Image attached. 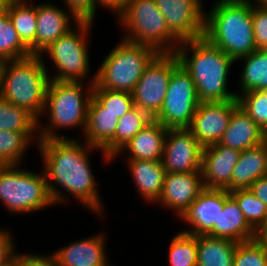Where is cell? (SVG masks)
<instances>
[{"label": "cell", "mask_w": 267, "mask_h": 266, "mask_svg": "<svg viewBox=\"0 0 267 266\" xmlns=\"http://www.w3.org/2000/svg\"><path fill=\"white\" fill-rule=\"evenodd\" d=\"M0 130L15 132L38 131V120L26 109L0 97Z\"/></svg>", "instance_id": "obj_31"}, {"label": "cell", "mask_w": 267, "mask_h": 266, "mask_svg": "<svg viewBox=\"0 0 267 266\" xmlns=\"http://www.w3.org/2000/svg\"><path fill=\"white\" fill-rule=\"evenodd\" d=\"M34 139L38 144V132L0 130V166L21 165L25 151L32 145L30 143L35 141Z\"/></svg>", "instance_id": "obj_29"}, {"label": "cell", "mask_w": 267, "mask_h": 266, "mask_svg": "<svg viewBox=\"0 0 267 266\" xmlns=\"http://www.w3.org/2000/svg\"><path fill=\"white\" fill-rule=\"evenodd\" d=\"M255 239L261 242H267V214L260 227L255 231Z\"/></svg>", "instance_id": "obj_45"}, {"label": "cell", "mask_w": 267, "mask_h": 266, "mask_svg": "<svg viewBox=\"0 0 267 266\" xmlns=\"http://www.w3.org/2000/svg\"><path fill=\"white\" fill-rule=\"evenodd\" d=\"M264 147H265V151H266V154H267V144H263Z\"/></svg>", "instance_id": "obj_51"}, {"label": "cell", "mask_w": 267, "mask_h": 266, "mask_svg": "<svg viewBox=\"0 0 267 266\" xmlns=\"http://www.w3.org/2000/svg\"><path fill=\"white\" fill-rule=\"evenodd\" d=\"M237 99L239 106L264 130L267 127V96L262 91L250 90Z\"/></svg>", "instance_id": "obj_37"}, {"label": "cell", "mask_w": 267, "mask_h": 266, "mask_svg": "<svg viewBox=\"0 0 267 266\" xmlns=\"http://www.w3.org/2000/svg\"><path fill=\"white\" fill-rule=\"evenodd\" d=\"M201 2L202 0H155L170 31L181 42L203 36L205 9Z\"/></svg>", "instance_id": "obj_13"}, {"label": "cell", "mask_w": 267, "mask_h": 266, "mask_svg": "<svg viewBox=\"0 0 267 266\" xmlns=\"http://www.w3.org/2000/svg\"><path fill=\"white\" fill-rule=\"evenodd\" d=\"M158 54L149 45L121 38L96 70L94 83L110 91L132 93L146 67Z\"/></svg>", "instance_id": "obj_6"}, {"label": "cell", "mask_w": 267, "mask_h": 266, "mask_svg": "<svg viewBox=\"0 0 267 266\" xmlns=\"http://www.w3.org/2000/svg\"><path fill=\"white\" fill-rule=\"evenodd\" d=\"M69 12H71L79 21L94 22L97 16L95 0H62Z\"/></svg>", "instance_id": "obj_39"}, {"label": "cell", "mask_w": 267, "mask_h": 266, "mask_svg": "<svg viewBox=\"0 0 267 266\" xmlns=\"http://www.w3.org/2000/svg\"><path fill=\"white\" fill-rule=\"evenodd\" d=\"M8 0H0V11L6 8Z\"/></svg>", "instance_id": "obj_47"}, {"label": "cell", "mask_w": 267, "mask_h": 266, "mask_svg": "<svg viewBox=\"0 0 267 266\" xmlns=\"http://www.w3.org/2000/svg\"><path fill=\"white\" fill-rule=\"evenodd\" d=\"M36 17V55H41L55 40L68 33L71 23L80 22L68 10L48 2L36 4Z\"/></svg>", "instance_id": "obj_18"}, {"label": "cell", "mask_w": 267, "mask_h": 266, "mask_svg": "<svg viewBox=\"0 0 267 266\" xmlns=\"http://www.w3.org/2000/svg\"><path fill=\"white\" fill-rule=\"evenodd\" d=\"M204 189L201 172L166 173L162 193L155 204L160 203L180 217Z\"/></svg>", "instance_id": "obj_16"}, {"label": "cell", "mask_w": 267, "mask_h": 266, "mask_svg": "<svg viewBox=\"0 0 267 266\" xmlns=\"http://www.w3.org/2000/svg\"><path fill=\"white\" fill-rule=\"evenodd\" d=\"M205 12L204 34L235 61L257 50L253 34L252 1H216Z\"/></svg>", "instance_id": "obj_4"}, {"label": "cell", "mask_w": 267, "mask_h": 266, "mask_svg": "<svg viewBox=\"0 0 267 266\" xmlns=\"http://www.w3.org/2000/svg\"><path fill=\"white\" fill-rule=\"evenodd\" d=\"M127 167L142 199L156 203L162 190L166 171L161 161L127 160Z\"/></svg>", "instance_id": "obj_24"}, {"label": "cell", "mask_w": 267, "mask_h": 266, "mask_svg": "<svg viewBox=\"0 0 267 266\" xmlns=\"http://www.w3.org/2000/svg\"><path fill=\"white\" fill-rule=\"evenodd\" d=\"M0 201L13 214H28L54 205L44 170L42 174L20 165L0 166Z\"/></svg>", "instance_id": "obj_8"}, {"label": "cell", "mask_w": 267, "mask_h": 266, "mask_svg": "<svg viewBox=\"0 0 267 266\" xmlns=\"http://www.w3.org/2000/svg\"><path fill=\"white\" fill-rule=\"evenodd\" d=\"M93 24L91 21H80L74 25L75 28L72 27L68 33L60 36L42 52L40 56L45 57L44 53L49 54L53 65L58 69L55 74L49 76L50 80L86 82L91 73L87 44Z\"/></svg>", "instance_id": "obj_9"}, {"label": "cell", "mask_w": 267, "mask_h": 266, "mask_svg": "<svg viewBox=\"0 0 267 266\" xmlns=\"http://www.w3.org/2000/svg\"><path fill=\"white\" fill-rule=\"evenodd\" d=\"M29 2V0H8L6 9L20 40L32 55H36V5Z\"/></svg>", "instance_id": "obj_27"}, {"label": "cell", "mask_w": 267, "mask_h": 266, "mask_svg": "<svg viewBox=\"0 0 267 266\" xmlns=\"http://www.w3.org/2000/svg\"><path fill=\"white\" fill-rule=\"evenodd\" d=\"M225 204V189L205 188L179 217L189 224L190 229L181 232L189 235H207L214 225Z\"/></svg>", "instance_id": "obj_15"}, {"label": "cell", "mask_w": 267, "mask_h": 266, "mask_svg": "<svg viewBox=\"0 0 267 266\" xmlns=\"http://www.w3.org/2000/svg\"><path fill=\"white\" fill-rule=\"evenodd\" d=\"M253 34L257 49H267V7L252 2Z\"/></svg>", "instance_id": "obj_38"}, {"label": "cell", "mask_w": 267, "mask_h": 266, "mask_svg": "<svg viewBox=\"0 0 267 266\" xmlns=\"http://www.w3.org/2000/svg\"><path fill=\"white\" fill-rule=\"evenodd\" d=\"M116 17L128 32L124 39L130 42L149 45L159 53H175L181 43L170 31L155 0H128Z\"/></svg>", "instance_id": "obj_7"}, {"label": "cell", "mask_w": 267, "mask_h": 266, "mask_svg": "<svg viewBox=\"0 0 267 266\" xmlns=\"http://www.w3.org/2000/svg\"><path fill=\"white\" fill-rule=\"evenodd\" d=\"M240 150L214 143L203 148L201 173L207 189H226L231 184L233 169Z\"/></svg>", "instance_id": "obj_17"}, {"label": "cell", "mask_w": 267, "mask_h": 266, "mask_svg": "<svg viewBox=\"0 0 267 266\" xmlns=\"http://www.w3.org/2000/svg\"><path fill=\"white\" fill-rule=\"evenodd\" d=\"M175 55L193 79L200 102L238 100L227 88L230 67L236 61L206 37L181 42Z\"/></svg>", "instance_id": "obj_2"}, {"label": "cell", "mask_w": 267, "mask_h": 266, "mask_svg": "<svg viewBox=\"0 0 267 266\" xmlns=\"http://www.w3.org/2000/svg\"><path fill=\"white\" fill-rule=\"evenodd\" d=\"M218 1H245V0H218Z\"/></svg>", "instance_id": "obj_50"}, {"label": "cell", "mask_w": 267, "mask_h": 266, "mask_svg": "<svg viewBox=\"0 0 267 266\" xmlns=\"http://www.w3.org/2000/svg\"><path fill=\"white\" fill-rule=\"evenodd\" d=\"M249 189L267 206V174L257 179Z\"/></svg>", "instance_id": "obj_42"}, {"label": "cell", "mask_w": 267, "mask_h": 266, "mask_svg": "<svg viewBox=\"0 0 267 266\" xmlns=\"http://www.w3.org/2000/svg\"><path fill=\"white\" fill-rule=\"evenodd\" d=\"M128 0H95L96 7L99 6L110 10L112 13L118 15L126 6Z\"/></svg>", "instance_id": "obj_43"}, {"label": "cell", "mask_w": 267, "mask_h": 266, "mask_svg": "<svg viewBox=\"0 0 267 266\" xmlns=\"http://www.w3.org/2000/svg\"><path fill=\"white\" fill-rule=\"evenodd\" d=\"M104 233L74 241L52 254L62 266H112L108 262Z\"/></svg>", "instance_id": "obj_19"}, {"label": "cell", "mask_w": 267, "mask_h": 266, "mask_svg": "<svg viewBox=\"0 0 267 266\" xmlns=\"http://www.w3.org/2000/svg\"><path fill=\"white\" fill-rule=\"evenodd\" d=\"M267 144V127L263 130V143Z\"/></svg>", "instance_id": "obj_48"}, {"label": "cell", "mask_w": 267, "mask_h": 266, "mask_svg": "<svg viewBox=\"0 0 267 266\" xmlns=\"http://www.w3.org/2000/svg\"><path fill=\"white\" fill-rule=\"evenodd\" d=\"M92 97L105 109V111L110 112L118 118H121L135 107L131 93L99 88L95 83Z\"/></svg>", "instance_id": "obj_35"}, {"label": "cell", "mask_w": 267, "mask_h": 266, "mask_svg": "<svg viewBox=\"0 0 267 266\" xmlns=\"http://www.w3.org/2000/svg\"><path fill=\"white\" fill-rule=\"evenodd\" d=\"M50 75L40 55L0 62V97L40 120Z\"/></svg>", "instance_id": "obj_5"}, {"label": "cell", "mask_w": 267, "mask_h": 266, "mask_svg": "<svg viewBox=\"0 0 267 266\" xmlns=\"http://www.w3.org/2000/svg\"><path fill=\"white\" fill-rule=\"evenodd\" d=\"M167 131L168 128L153 119L123 146L112 159L114 160L125 151H128V160L161 161Z\"/></svg>", "instance_id": "obj_21"}, {"label": "cell", "mask_w": 267, "mask_h": 266, "mask_svg": "<svg viewBox=\"0 0 267 266\" xmlns=\"http://www.w3.org/2000/svg\"><path fill=\"white\" fill-rule=\"evenodd\" d=\"M38 150L44 162V173L47 188L54 203H67L66 193L76 198L93 213L100 216L103 213L102 199L98 193L97 181L92 172L90 153L100 151L104 162L112 160L103 150L81 143L79 139H49L39 141ZM59 186L66 193L60 191ZM59 188V189H58Z\"/></svg>", "instance_id": "obj_1"}, {"label": "cell", "mask_w": 267, "mask_h": 266, "mask_svg": "<svg viewBox=\"0 0 267 266\" xmlns=\"http://www.w3.org/2000/svg\"><path fill=\"white\" fill-rule=\"evenodd\" d=\"M253 3L258 6L267 7V0H253Z\"/></svg>", "instance_id": "obj_46"}, {"label": "cell", "mask_w": 267, "mask_h": 266, "mask_svg": "<svg viewBox=\"0 0 267 266\" xmlns=\"http://www.w3.org/2000/svg\"><path fill=\"white\" fill-rule=\"evenodd\" d=\"M26 264V254L20 253L17 251V253L10 258L7 262L3 263L1 266H25Z\"/></svg>", "instance_id": "obj_44"}, {"label": "cell", "mask_w": 267, "mask_h": 266, "mask_svg": "<svg viewBox=\"0 0 267 266\" xmlns=\"http://www.w3.org/2000/svg\"><path fill=\"white\" fill-rule=\"evenodd\" d=\"M233 266H267L265 242L256 239L240 242L234 255Z\"/></svg>", "instance_id": "obj_36"}, {"label": "cell", "mask_w": 267, "mask_h": 266, "mask_svg": "<svg viewBox=\"0 0 267 266\" xmlns=\"http://www.w3.org/2000/svg\"><path fill=\"white\" fill-rule=\"evenodd\" d=\"M212 237L227 238L236 242L255 239V230L248 224L237 202L225 189V204L218 217V225L207 234Z\"/></svg>", "instance_id": "obj_23"}, {"label": "cell", "mask_w": 267, "mask_h": 266, "mask_svg": "<svg viewBox=\"0 0 267 266\" xmlns=\"http://www.w3.org/2000/svg\"><path fill=\"white\" fill-rule=\"evenodd\" d=\"M179 64L175 53H159L146 67L131 93L135 106L152 119L160 112L172 71Z\"/></svg>", "instance_id": "obj_11"}, {"label": "cell", "mask_w": 267, "mask_h": 266, "mask_svg": "<svg viewBox=\"0 0 267 266\" xmlns=\"http://www.w3.org/2000/svg\"><path fill=\"white\" fill-rule=\"evenodd\" d=\"M93 75V76H92ZM86 82L50 80L42 116L48 115L47 124L38 120L39 141L49 139H72L57 134V129L80 128L83 133L87 122V110L96 78L92 74ZM89 83V84H88ZM84 85L86 91L84 92ZM46 113V114H45ZM42 127V128H41Z\"/></svg>", "instance_id": "obj_3"}, {"label": "cell", "mask_w": 267, "mask_h": 266, "mask_svg": "<svg viewBox=\"0 0 267 266\" xmlns=\"http://www.w3.org/2000/svg\"><path fill=\"white\" fill-rule=\"evenodd\" d=\"M267 174V154L263 144L240 152L233 169L228 192L247 189L260 177Z\"/></svg>", "instance_id": "obj_25"}, {"label": "cell", "mask_w": 267, "mask_h": 266, "mask_svg": "<svg viewBox=\"0 0 267 266\" xmlns=\"http://www.w3.org/2000/svg\"><path fill=\"white\" fill-rule=\"evenodd\" d=\"M168 258L170 266H197V236L176 233L169 245Z\"/></svg>", "instance_id": "obj_33"}, {"label": "cell", "mask_w": 267, "mask_h": 266, "mask_svg": "<svg viewBox=\"0 0 267 266\" xmlns=\"http://www.w3.org/2000/svg\"><path fill=\"white\" fill-rule=\"evenodd\" d=\"M25 266H62L58 259L53 254L47 256L26 253Z\"/></svg>", "instance_id": "obj_41"}, {"label": "cell", "mask_w": 267, "mask_h": 266, "mask_svg": "<svg viewBox=\"0 0 267 266\" xmlns=\"http://www.w3.org/2000/svg\"><path fill=\"white\" fill-rule=\"evenodd\" d=\"M238 244L227 238L197 235V266H233Z\"/></svg>", "instance_id": "obj_26"}, {"label": "cell", "mask_w": 267, "mask_h": 266, "mask_svg": "<svg viewBox=\"0 0 267 266\" xmlns=\"http://www.w3.org/2000/svg\"><path fill=\"white\" fill-rule=\"evenodd\" d=\"M30 50L22 43L15 30L7 9L0 11V62L31 56Z\"/></svg>", "instance_id": "obj_30"}, {"label": "cell", "mask_w": 267, "mask_h": 266, "mask_svg": "<svg viewBox=\"0 0 267 266\" xmlns=\"http://www.w3.org/2000/svg\"><path fill=\"white\" fill-rule=\"evenodd\" d=\"M7 229H0V266L12 258L17 252L13 243V237Z\"/></svg>", "instance_id": "obj_40"}, {"label": "cell", "mask_w": 267, "mask_h": 266, "mask_svg": "<svg viewBox=\"0 0 267 266\" xmlns=\"http://www.w3.org/2000/svg\"><path fill=\"white\" fill-rule=\"evenodd\" d=\"M262 92L267 96V87L262 90Z\"/></svg>", "instance_id": "obj_49"}, {"label": "cell", "mask_w": 267, "mask_h": 266, "mask_svg": "<svg viewBox=\"0 0 267 266\" xmlns=\"http://www.w3.org/2000/svg\"><path fill=\"white\" fill-rule=\"evenodd\" d=\"M237 202L248 224L256 231L265 219L267 206L249 189H237L229 192Z\"/></svg>", "instance_id": "obj_34"}, {"label": "cell", "mask_w": 267, "mask_h": 266, "mask_svg": "<svg viewBox=\"0 0 267 266\" xmlns=\"http://www.w3.org/2000/svg\"><path fill=\"white\" fill-rule=\"evenodd\" d=\"M218 143L244 151L263 143V130L241 106H238L233 111L228 127Z\"/></svg>", "instance_id": "obj_22"}, {"label": "cell", "mask_w": 267, "mask_h": 266, "mask_svg": "<svg viewBox=\"0 0 267 266\" xmlns=\"http://www.w3.org/2000/svg\"><path fill=\"white\" fill-rule=\"evenodd\" d=\"M152 120L136 106L119 118L114 135V156Z\"/></svg>", "instance_id": "obj_32"}, {"label": "cell", "mask_w": 267, "mask_h": 266, "mask_svg": "<svg viewBox=\"0 0 267 266\" xmlns=\"http://www.w3.org/2000/svg\"><path fill=\"white\" fill-rule=\"evenodd\" d=\"M244 61L240 71V90L237 97L247 91H262L267 87V49H257L249 55L238 58ZM241 91V93H240Z\"/></svg>", "instance_id": "obj_28"}, {"label": "cell", "mask_w": 267, "mask_h": 266, "mask_svg": "<svg viewBox=\"0 0 267 266\" xmlns=\"http://www.w3.org/2000/svg\"><path fill=\"white\" fill-rule=\"evenodd\" d=\"M203 146L188 128L168 129L162 165L166 173L201 172Z\"/></svg>", "instance_id": "obj_12"}, {"label": "cell", "mask_w": 267, "mask_h": 266, "mask_svg": "<svg viewBox=\"0 0 267 266\" xmlns=\"http://www.w3.org/2000/svg\"><path fill=\"white\" fill-rule=\"evenodd\" d=\"M118 117L105 109L91 97L87 110V122L84 130V141L103 150L109 157H114V135Z\"/></svg>", "instance_id": "obj_20"}, {"label": "cell", "mask_w": 267, "mask_h": 266, "mask_svg": "<svg viewBox=\"0 0 267 266\" xmlns=\"http://www.w3.org/2000/svg\"><path fill=\"white\" fill-rule=\"evenodd\" d=\"M238 106V100L201 102L188 129L203 147L218 143Z\"/></svg>", "instance_id": "obj_14"}, {"label": "cell", "mask_w": 267, "mask_h": 266, "mask_svg": "<svg viewBox=\"0 0 267 266\" xmlns=\"http://www.w3.org/2000/svg\"><path fill=\"white\" fill-rule=\"evenodd\" d=\"M200 103L193 79L179 64L172 71L163 105L153 119L168 129L188 128Z\"/></svg>", "instance_id": "obj_10"}]
</instances>
